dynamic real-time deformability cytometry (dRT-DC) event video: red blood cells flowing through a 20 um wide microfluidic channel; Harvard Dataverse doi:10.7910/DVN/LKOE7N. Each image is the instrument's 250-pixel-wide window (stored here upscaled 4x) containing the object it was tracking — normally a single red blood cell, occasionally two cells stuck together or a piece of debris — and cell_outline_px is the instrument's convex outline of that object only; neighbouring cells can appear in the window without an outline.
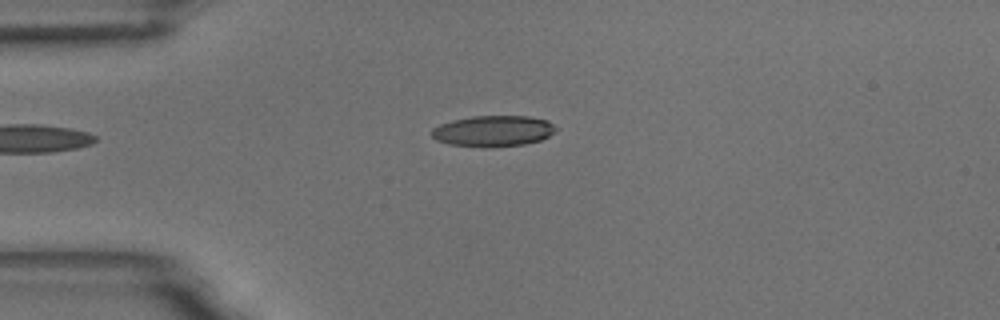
{"species": "common noctule bat (a hibernating species)", "species_latin": "Nyctalus noctula", "temperature_condition": "room temperature", "stored_images_in_passage": 43, "camera_frame_rate_fps": 3000, "um_per_image_px": 0.085, "animal": {"sex": "male", "body_mass_g": 18.8}, "frame": {"image": 1, "passage_image": 1, "time_ms": 0.0, "image_size_px": [1000, 320], "cell_outline_px": [[560, 128], [548, 136], [540, 140], [524, 144], [448, 144], [436, 140], [432, 136], [432, 128], [440, 124], [452, 120], [472, 116], [528, 116], [548, 120]], "centroid_in_image_um": [41.97, 11.07], "position_along_channel_um": 43.0, "area_um2": 21.56}}
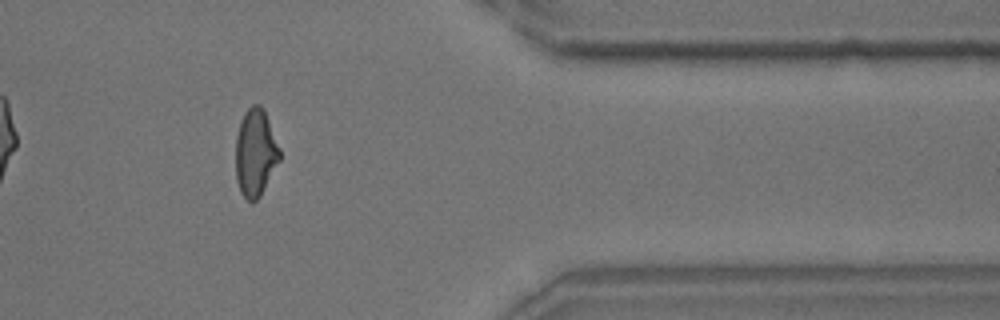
{"frame": {"image": 2, "passage_image": 33, "time_ms": 10.667, "image_size_px": [1000, 320], "cell_outline_px": [[280, 160], [260, 196], [252, 204], [240, 192], [236, 180], [236, 136], [240, 120], [244, 112], [252, 104], [260, 104], [264, 108], [280, 148]], "centroid_in_image_um": [21.71, 12.96], "position_along_channel_um": 389.7, "area_um2": 22.66}}
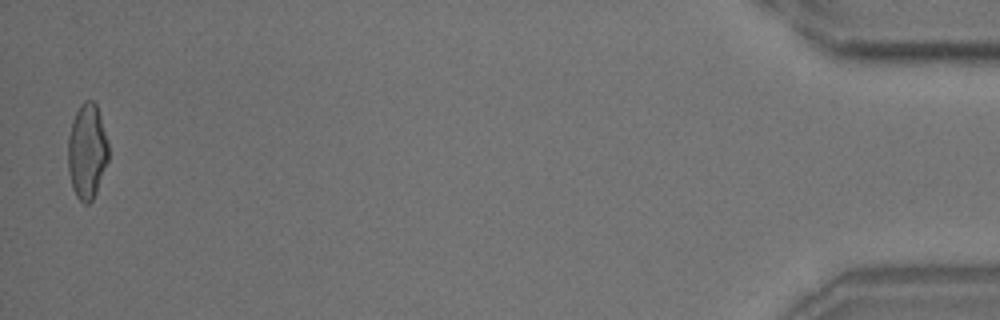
{"frame": {"image": 3, "passage_image": 42, "time_ms": 13.667, "image_size_px": [1000, 320], "cell_outline_px": [[108, 160], [96, 192], [92, 200], [88, 204], [84, 204], [76, 196], [72, 188], [68, 172], [68, 136], [72, 120], [80, 104], [84, 100], [92, 100], [96, 104], [108, 140]], "centroid_in_image_um": [7.39, 12.86], "position_along_channel_um": 427.8, "area_um2": 22.54}, "authors_computed_cell_mechanics": {"area_um2": 22.6576, "velocity_mm_per_s": 3.6371, "shape_relaxation_time_tau1_ms": 6.1943, "shape_relaxation_time_tau2_ms": 1.7466, "deformation_change_tau1": 0.195, "deformation_change_tau2": 0.0881}}